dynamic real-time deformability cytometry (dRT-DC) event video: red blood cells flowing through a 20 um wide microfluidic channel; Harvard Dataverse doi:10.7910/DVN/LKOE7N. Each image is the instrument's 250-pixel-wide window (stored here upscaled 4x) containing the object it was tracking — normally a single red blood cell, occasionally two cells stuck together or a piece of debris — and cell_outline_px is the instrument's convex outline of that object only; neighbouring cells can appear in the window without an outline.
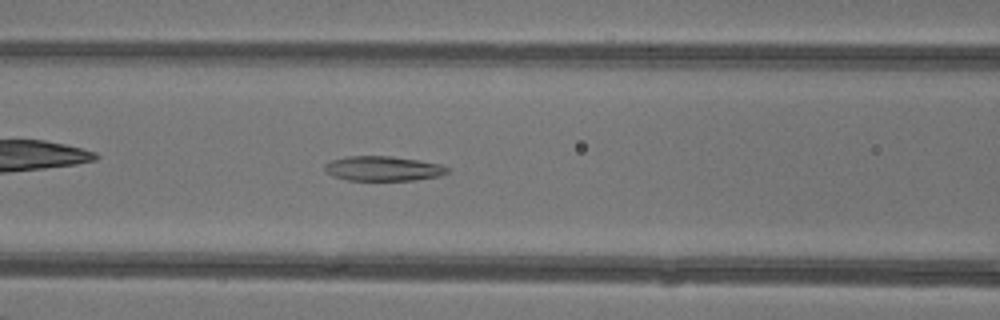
{"species": "common noctule bat (a hibernating species)", "species_latin": "Nyctalus noctula", "temperature_condition": "warm", "stored_images_in_passage": 47, "camera_frame_rate_fps": 3000, "um_per_image_px": 0.085, "animal": {"sex": "female"}, "frame": {"image": 1, "passage_image": 20, "time_ms": 6.333, "image_size_px": [1000, 320], "cell_outline_px": [[452, 172], [440, 176], [412, 180], [348, 180], [332, 176], [324, 168], [324, 164], [332, 160], [348, 156], [392, 156], [440, 164], [452, 168]], "centroid_in_image_um": [32.62, 14.33], "position_along_channel_um": 134.0, "area_um2": 17.74}}
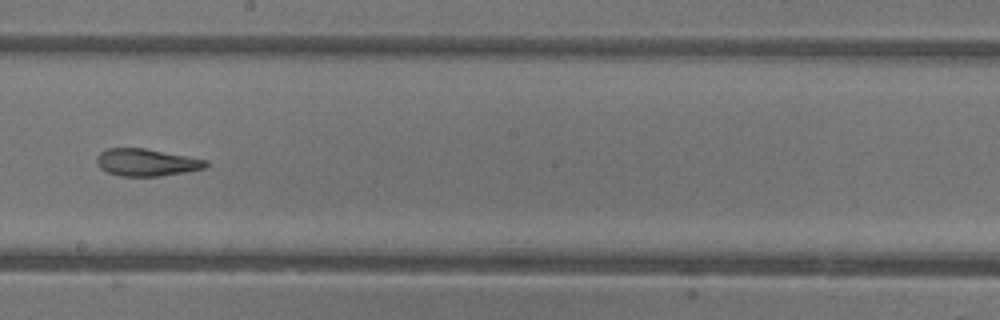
{"frame": {"image": 2, "passage_image": 27, "time_ms": 8.667, "image_size_px": [1000, 320], "cell_outline_px": [[208, 164], [204, 168], [184, 172], [160, 176], [120, 176], [108, 172], [100, 168], [96, 164], [96, 156], [100, 152], [108, 148], [144, 148], [208, 160]], "centroid_in_image_um": [12.41, 13.8], "position_along_channel_um": 235.8, "area_um2": 17.28}}
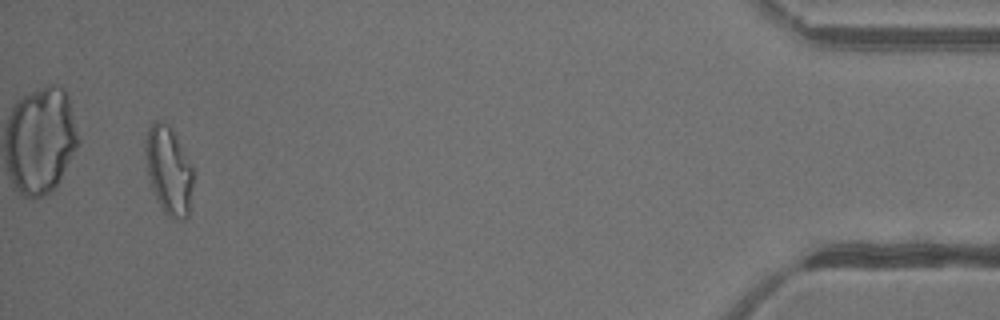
{"frame": {"image": 3, "passage_image": 45, "time_ms": 14.667, "image_size_px": [1000, 320], "cell_outline_px": [[192, 188], [188, 216], [184, 220], [172, 220], [168, 216], [160, 204], [156, 196], [148, 172], [144, 148], [144, 140], [148, 128], [152, 120], [160, 120], [168, 124], [172, 128], [192, 168]], "centroid_in_image_um": [14.33, 14.44], "position_along_channel_um": 420.9, "area_um2": 24.22}, "authors_computed_cell_mechanics": {"area_um2": 20.4034, "velocity_mm_per_s": 4.3575, "shape_relaxation_time_tau1_ms": null, "shape_relaxation_time_tau2_ms": 2.6088, "deformation_change_tau1": null, "deformation_change_tau2": 0.1203}}